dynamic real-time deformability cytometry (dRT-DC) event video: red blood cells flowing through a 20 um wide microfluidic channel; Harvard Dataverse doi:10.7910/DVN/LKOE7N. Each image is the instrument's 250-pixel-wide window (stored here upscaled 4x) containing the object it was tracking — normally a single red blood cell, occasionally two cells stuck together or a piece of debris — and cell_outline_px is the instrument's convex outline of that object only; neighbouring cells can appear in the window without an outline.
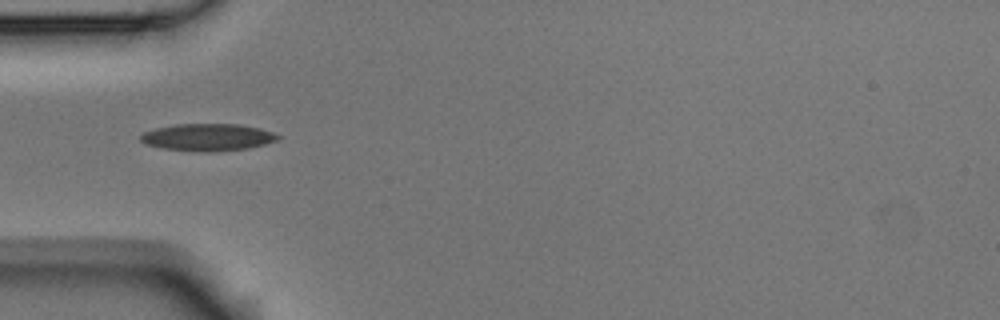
{"species": "Egyptian fruit bat (a non-hibernating species)", "species_latin": "Rousettus aegyptiacus", "temperature_condition": "room temperature", "stored_images_in_passage": 10, "camera_frame_rate_fps": 3000, "um_per_image_px": 0.085, "animal": {"sex": "male"}, "frame": {"image": 1, "passage_image": 5, "time_ms": 1.333, "image_size_px": [1000, 320], "cell_outline_px": [[280, 136], [276, 140], [264, 144], [248, 148], [208, 152], [204, 152], [164, 148], [148, 144], [140, 140], [140, 136], [144, 132], [156, 128], [176, 124], [236, 124], [260, 128], [272, 132]], "centroid_in_image_um": [17.66, 11.66], "position_along_channel_um": 67.3, "area_um2": 21.39}}
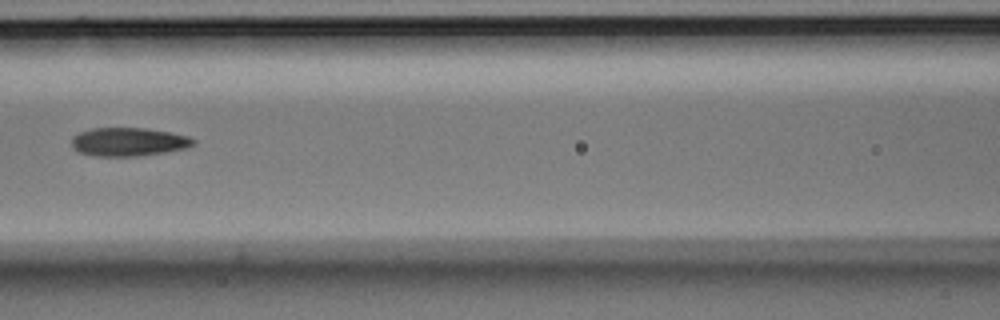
{"frame": {"image": 2, "passage_image": 7, "time_ms": 2.0, "image_size_px": [1000, 320], "cell_outline_px": [[196, 144], [184, 148], [164, 152], [136, 156], [96, 156], [80, 152], [72, 148], [72, 136], [80, 132], [92, 128], [144, 128], [168, 132], [188, 136], [196, 140]], "centroid_in_image_um": [10.91, 12.05], "position_along_channel_um": 155.7, "area_um2": 20.06}}
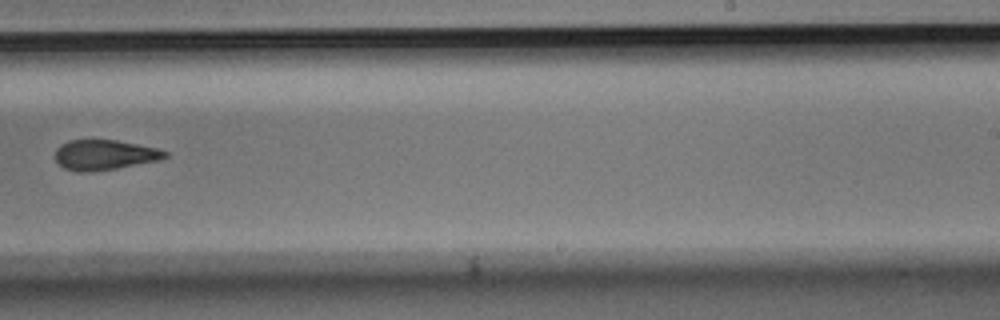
{"frame": {"image": 3, "passage_image": 10, "time_ms": 3.0, "image_size_px": [1000, 320], "cell_outline_px": [[168, 156], [156, 160], [116, 168], [92, 172], [76, 172], [64, 168], [56, 160], [56, 148], [60, 144], [68, 140], [116, 140], [156, 148], [168, 152]], "centroid_in_image_um": [8.83, 13.16], "position_along_channel_um": 280.2, "area_um2": 19.07}}